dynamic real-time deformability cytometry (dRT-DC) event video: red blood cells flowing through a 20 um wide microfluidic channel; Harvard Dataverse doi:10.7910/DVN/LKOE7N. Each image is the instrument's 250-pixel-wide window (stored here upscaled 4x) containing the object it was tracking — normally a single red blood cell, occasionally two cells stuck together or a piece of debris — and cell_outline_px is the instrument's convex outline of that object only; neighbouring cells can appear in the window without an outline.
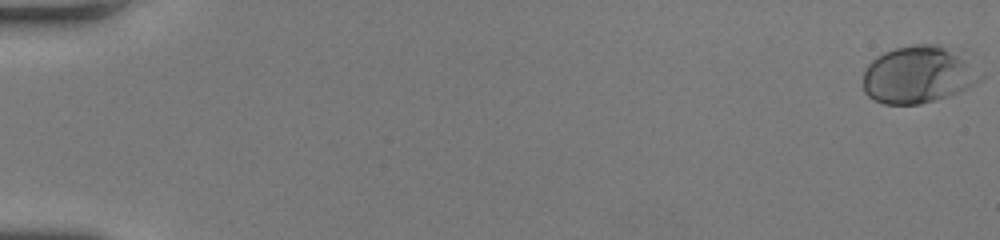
{"species": "human", "species_latin": "Homo sapiens", "temperature_condition": "room temperature", "stored_images_in_passage": 52, "camera_frame_rate_fps": 3000, "um_per_image_px": 0.085, "donor": {"sex": "female"}, "frame": {"image": 1, "passage_image": 1, "time_ms": 0.0, "image_size_px": [1000, 240], "cell_outline_px": [[984, 80], [968, 88], [948, 96], [936, 100], [920, 104], [884, 104], [868, 96], [864, 92], [864, 72], [868, 64], [876, 56], [884, 52], [896, 48], [912, 44], [940, 44], [964, 60], [984, 76]], "centroid_in_image_um": [78.02, 6.37], "position_along_channel_um": 7.0, "area_um2": 38.67}}
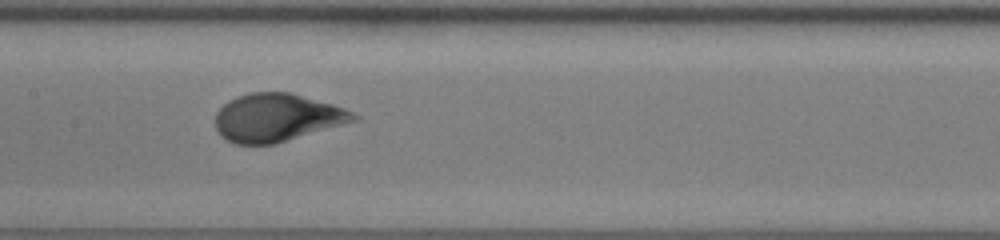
{"frame": {"image": 2, "passage_image": 28, "time_ms": 9.0, "image_size_px": [1000, 240], "cell_outline_px": [[360, 120], [276, 144], [232, 144], [220, 136], [216, 128], [216, 112], [228, 100], [236, 96], [252, 92], [292, 92], [332, 104], [344, 108], [360, 116]], "centroid_in_image_um": [23.55, 10.0], "position_along_channel_um": 183.8, "area_um2": 39.07}}
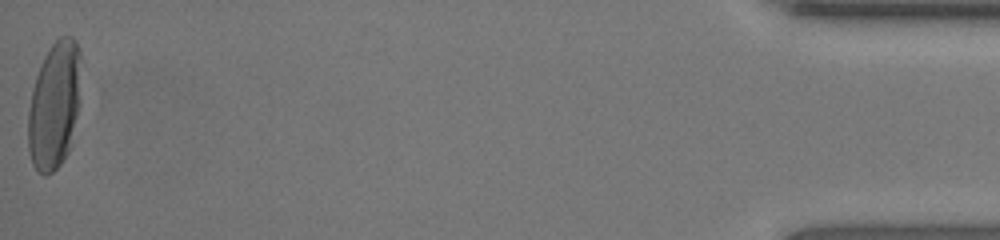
{"frame": {"image": 3, "passage_image": 52, "time_ms": 17.0, "image_size_px": [1000, 240], "cell_outline_px": [[80, 104], [72, 144], [68, 152], [60, 164], [48, 176], [44, 176], [36, 172], [32, 164], [28, 152], [28, 112], [32, 88], [36, 76], [44, 56], [52, 44], [60, 36], [72, 36], [76, 40], [80, 52]], "centroid_in_image_um": [4.63, 8.99], "position_along_channel_um": 430.6, "area_um2": 40.06}, "authors_computed_cell_mechanics": {"area_um2": 37.3677, "velocity_mm_per_s": 4.2002, "shape_relaxation_time_tau1_ms": 4.267, "shape_relaxation_time_tau2_ms": null, "deformation_change_tau1": 0.1882, "deformation_change_tau2": null}}